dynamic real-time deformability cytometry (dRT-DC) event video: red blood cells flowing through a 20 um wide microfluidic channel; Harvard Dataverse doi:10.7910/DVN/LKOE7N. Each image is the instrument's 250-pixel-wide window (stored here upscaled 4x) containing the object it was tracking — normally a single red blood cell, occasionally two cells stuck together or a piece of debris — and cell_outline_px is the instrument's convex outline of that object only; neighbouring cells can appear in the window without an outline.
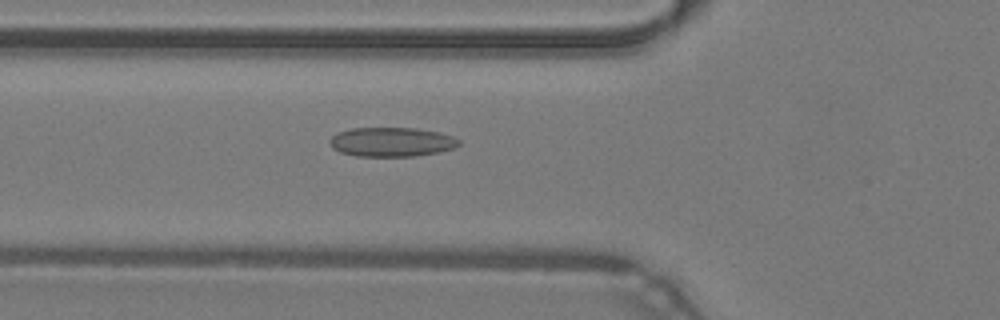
{"species": "common noctule bat (a hibernating species)", "species_latin": "Nyctalus noctula", "temperature_condition": "warm", "stored_images_in_passage": 41, "camera_frame_rate_fps": 3000, "um_per_image_px": 0.085, "animal": {"sex": "male", "body_mass_g": 19.2, "forearm_length_mm": 51.8}, "frame": {"image": 1, "passage_image": 11, "time_ms": 3.333, "image_size_px": [1000, 320], "cell_outline_px": [[460, 144], [456, 148], [416, 156], [356, 156], [340, 152], [332, 148], [328, 140], [332, 136], [340, 132], [352, 128], [416, 128], [436, 132], [452, 136], [460, 140]], "centroid_in_image_um": [33.28, 12.07], "position_along_channel_um": 92.5, "area_um2": 21.96}}
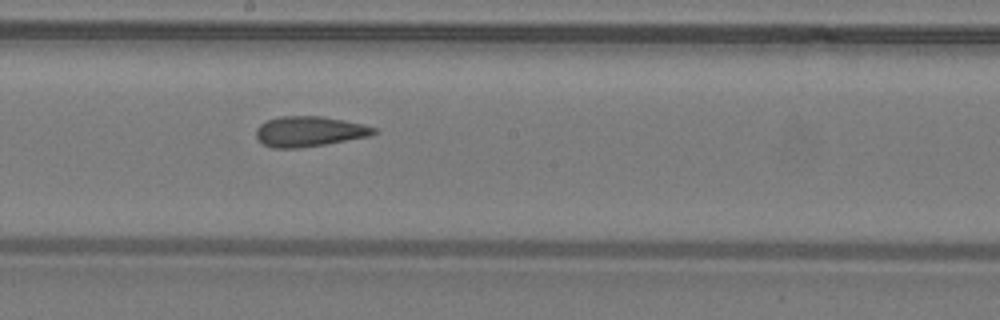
{"frame": {"image": 2, "passage_image": 20, "time_ms": 6.333, "image_size_px": [1000, 320], "cell_outline_px": [[376, 132], [372, 136], [300, 148], [272, 148], [264, 144], [256, 136], [256, 128], [260, 124], [268, 120], [280, 116], [324, 116], [364, 124], [376, 128]], "centroid_in_image_um": [26.3, 11.17], "position_along_channel_um": 221.9, "area_um2": 20.81}}
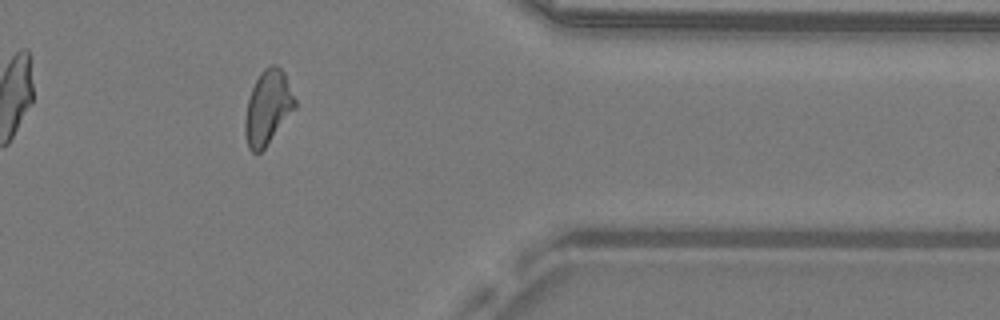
{"frame": {"image": 3, "passage_image": 33, "time_ms": 10.667, "image_size_px": [1000, 320], "cell_outline_px": [[296, 108], [264, 148], [260, 152], [252, 152], [248, 148], [244, 132], [244, 120], [248, 100], [252, 88], [260, 72], [264, 68], [272, 64], [276, 64], [284, 72], [296, 100]], "centroid_in_image_um": [22.76, 9.13], "position_along_channel_um": 388.6, "area_um2": 21.5}, "authors_computed_cell_mechanics": {"area_um2": 21.2704, "velocity_mm_per_s": 4.295, "shape_relaxation_time_tau1_ms": null, "shape_relaxation_time_tau2_ms": 2.0264, "deformation_change_tau1": null, "deformation_change_tau2": 0.1079}}